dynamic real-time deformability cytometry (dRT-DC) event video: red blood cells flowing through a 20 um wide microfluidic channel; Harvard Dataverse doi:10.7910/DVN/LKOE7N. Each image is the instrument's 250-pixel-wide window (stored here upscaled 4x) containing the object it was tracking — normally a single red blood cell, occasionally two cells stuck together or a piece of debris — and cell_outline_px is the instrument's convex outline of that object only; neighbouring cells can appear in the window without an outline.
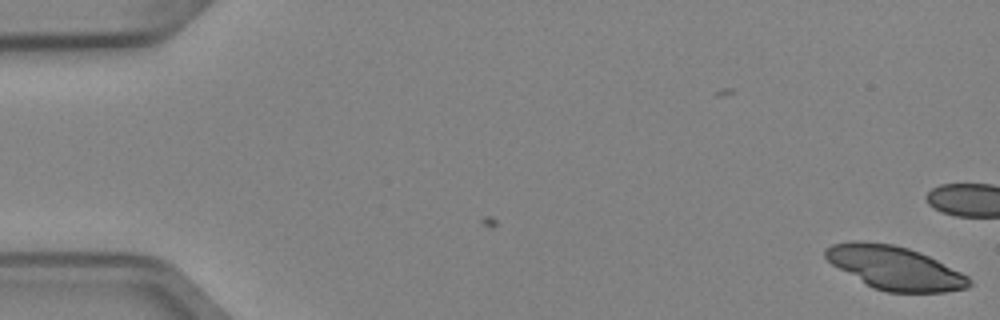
{"species": "Egyptian fruit bat (a non-hibernating species)", "species_latin": "Rousettus aegyptiacus", "temperature_condition": "cold", "stored_images_in_passage": 7, "camera_frame_rate_fps": 3000, "um_per_image_px": 0.085, "animal": {"sex": "female"}, "frame": {"image": 1, "passage_image": 7, "time_ms": 2.0, "image_size_px": [1000, 320], "cell_outline_px": [[972, 284], [968, 288], [944, 292], [884, 292], [872, 288], [832, 264], [824, 256], [824, 248], [832, 244], [852, 240], [860, 240], [892, 244], [908, 248], [920, 252], [968, 276], [972, 280]], "centroid_in_image_um": [76.03, 22.76], "position_along_channel_um": 9.0, "area_um2": 36.36}}